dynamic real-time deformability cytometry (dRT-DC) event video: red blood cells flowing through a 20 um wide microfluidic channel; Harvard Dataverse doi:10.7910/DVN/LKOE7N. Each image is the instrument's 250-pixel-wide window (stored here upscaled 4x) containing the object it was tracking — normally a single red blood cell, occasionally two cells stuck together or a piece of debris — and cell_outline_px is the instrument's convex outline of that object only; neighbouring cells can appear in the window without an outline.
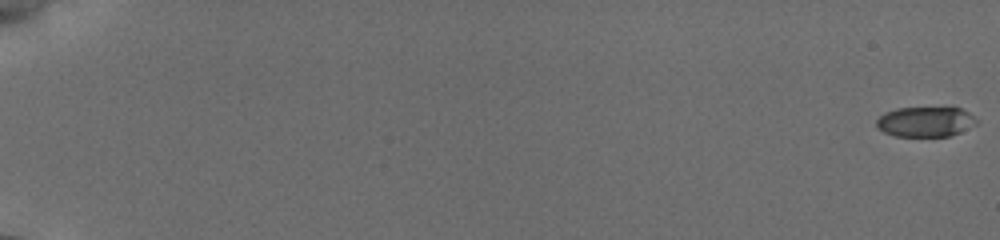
{"species": "common noctule bat (a hibernating species)", "species_latin": "Nyctalus noctula", "temperature_condition": "cold", "stored_images_in_passage": 37, "camera_frame_rate_fps": 3000, "um_per_image_px": 0.085, "animal": {"sex": "female", "body_mass_g": 19.5, "forearm_length_mm": 54.1}, "frame": {"image": 1, "passage_image": 1, "time_ms": 0.0, "image_size_px": [1000, 240], "cell_outline_px": [[980, 120], [976, 124], [960, 132], [948, 136], [896, 136], [884, 132], [876, 128], [876, 120], [884, 112], [896, 108], [952, 104], [968, 112]], "centroid_in_image_um": [78.7, 10.28], "position_along_channel_um": 6.3, "area_um2": 18.5}}
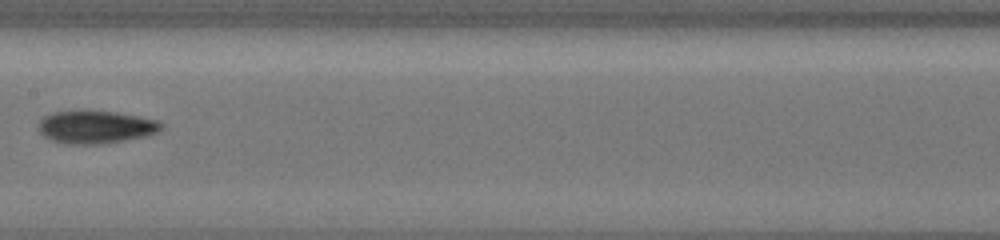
{"frame": {"image": 2, "passage_image": 25, "time_ms": 10.667, "image_size_px": [1000, 240], "cell_outline_px": [[164, 124], [156, 132], [144, 136], [104, 144], [64, 144], [52, 140], [44, 136], [36, 128], [36, 124], [44, 116], [56, 112], [112, 112], [160, 120]], "centroid_in_image_um": [8.1, 10.82], "position_along_channel_um": 199.3, "area_um2": 23.12}}
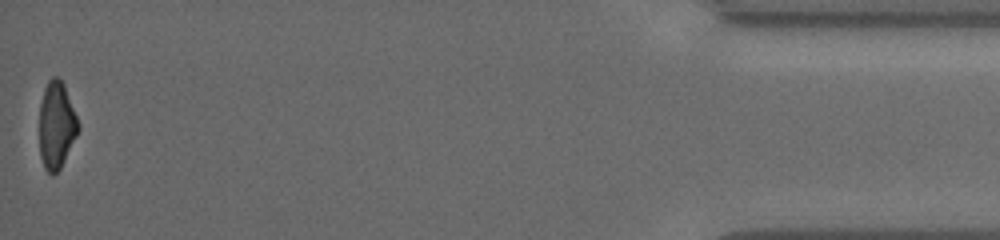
{"frame": {"image": 3, "passage_image": 37, "time_ms": 18.667, "image_size_px": [1000, 240], "cell_outline_px": [[80, 128], [60, 168], [52, 176], [44, 168], [40, 156], [40, 104], [44, 88], [48, 80], [52, 76], [56, 76], [64, 84], [80, 124]], "centroid_in_image_um": [4.8, 10.63], "position_along_channel_um": 430.4, "area_um2": 19.65}, "authors_computed_cell_mechanics": {"area_um2": 19.4208, "velocity_mm_per_s": 3.8597, "shape_relaxation_time_tau1_ms": 3.3419, "shape_relaxation_time_tau2_ms": 5.0491, "deformation_change_tau1": 0.1434, "deformation_change_tau2": 0.114}}